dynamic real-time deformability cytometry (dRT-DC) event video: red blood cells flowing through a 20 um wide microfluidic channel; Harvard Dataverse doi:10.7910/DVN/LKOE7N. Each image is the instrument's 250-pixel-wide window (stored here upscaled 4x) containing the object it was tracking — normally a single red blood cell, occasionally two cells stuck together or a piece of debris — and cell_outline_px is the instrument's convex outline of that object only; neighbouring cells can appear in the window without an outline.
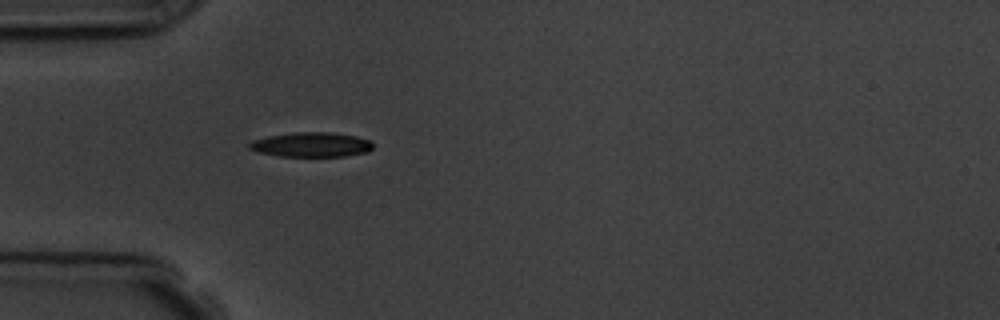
{"species": "common noctule bat (a hibernating species)", "species_latin": "Nyctalus noctula", "temperature_condition": "room temperature", "stored_images_in_passage": 1, "camera_frame_rate_fps": 3000, "um_per_image_px": 0.085, "animal": {"sex": "male", "body_mass_g": 19.5, "forearm_length_mm": 54.6}, "frame": {"image": 1, "passage_image": 1, "time_ms": 0.0, "image_size_px": [1000, 320], "cell_outline_px": [[372, 148], [368, 152], [344, 156], [280, 156], [260, 152], [248, 148], [248, 144], [252, 140], [268, 136], [296, 132], [332, 132], [356, 136], [368, 140], [372, 144]], "centroid_in_image_um": [26.46, 12.29], "position_along_channel_um": 58.5, "area_um2": 17.63}}